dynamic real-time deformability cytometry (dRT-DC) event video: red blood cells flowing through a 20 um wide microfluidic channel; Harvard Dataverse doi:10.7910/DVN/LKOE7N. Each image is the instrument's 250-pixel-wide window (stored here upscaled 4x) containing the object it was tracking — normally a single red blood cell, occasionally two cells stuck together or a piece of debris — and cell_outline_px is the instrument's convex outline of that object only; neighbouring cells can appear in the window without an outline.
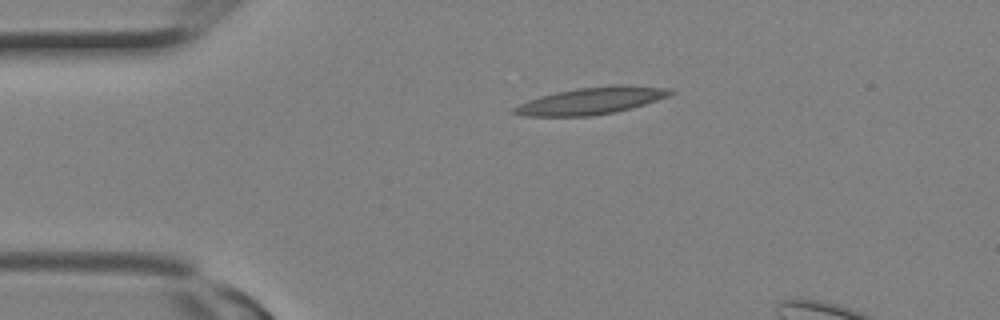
{"species": "Egyptian fruit bat (a non-hibernating species)", "species_latin": "Rousettus aegyptiacus", "temperature_condition": "room temperature", "stored_images_in_passage": 4, "camera_frame_rate_fps": 3000, "um_per_image_px": 0.085, "animal": {"sex": "female"}, "frame": {"image": 1, "passage_image": 1, "time_ms": 0.0, "image_size_px": [1000, 320], "cell_outline_px": [[676, 92], [668, 96], [644, 104], [616, 112], [592, 116], [524, 116], [512, 112], [512, 108], [528, 100], [540, 96], [556, 92], [576, 88], [612, 84], [624, 84], [668, 88]], "centroid_in_image_um": [50.27, 8.55], "position_along_channel_um": 34.7, "area_um2": 24.68}}